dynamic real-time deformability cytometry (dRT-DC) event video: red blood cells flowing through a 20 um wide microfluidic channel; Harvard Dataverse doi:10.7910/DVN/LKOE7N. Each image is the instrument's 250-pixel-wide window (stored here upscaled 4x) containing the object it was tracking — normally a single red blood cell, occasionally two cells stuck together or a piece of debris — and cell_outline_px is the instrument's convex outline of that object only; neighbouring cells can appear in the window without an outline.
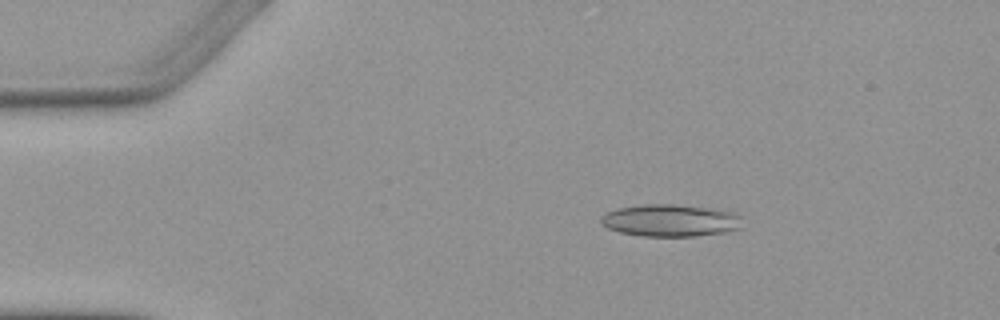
{"species": "Egyptian fruit bat (a non-hibernating species)", "species_latin": "Rousettus aegyptiacus", "temperature_condition": "warm", "stored_images_in_passage": 4, "camera_frame_rate_fps": 3000, "um_per_image_px": 0.085, "animal": {"sex": "female"}, "frame": {"image": 1, "passage_image": 2, "time_ms": 1.333, "image_size_px": [1000, 320], "cell_outline_px": [[744, 228], [724, 232], [696, 236], [640, 236], [620, 232], [608, 228], [600, 224], [600, 216], [604, 212], [616, 208], [644, 204], [672, 204], [712, 208], [736, 212], [744, 216]], "centroid_in_image_um": [57.03, 18.73], "position_along_channel_um": 28.0, "area_um2": 27.22}}
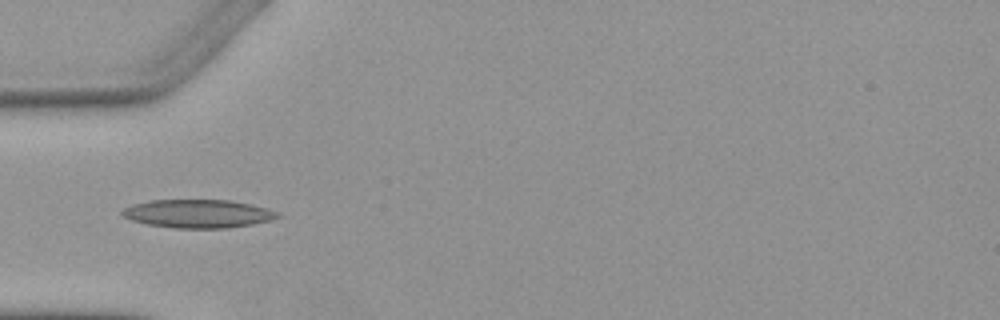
{"frame": {"image": 2, "passage_image": 4, "time_ms": 4.0, "image_size_px": [1000, 320], "cell_outline_px": [[280, 216], [272, 220], [252, 224], [224, 228], [176, 228], [148, 224], [132, 220], [124, 216], [120, 212], [124, 208], [132, 204], [152, 200], [232, 200], [252, 204], [268, 208], [276, 212]], "centroid_in_image_um": [16.85, 18.15], "position_along_channel_um": 68.2, "area_um2": 25.55}}